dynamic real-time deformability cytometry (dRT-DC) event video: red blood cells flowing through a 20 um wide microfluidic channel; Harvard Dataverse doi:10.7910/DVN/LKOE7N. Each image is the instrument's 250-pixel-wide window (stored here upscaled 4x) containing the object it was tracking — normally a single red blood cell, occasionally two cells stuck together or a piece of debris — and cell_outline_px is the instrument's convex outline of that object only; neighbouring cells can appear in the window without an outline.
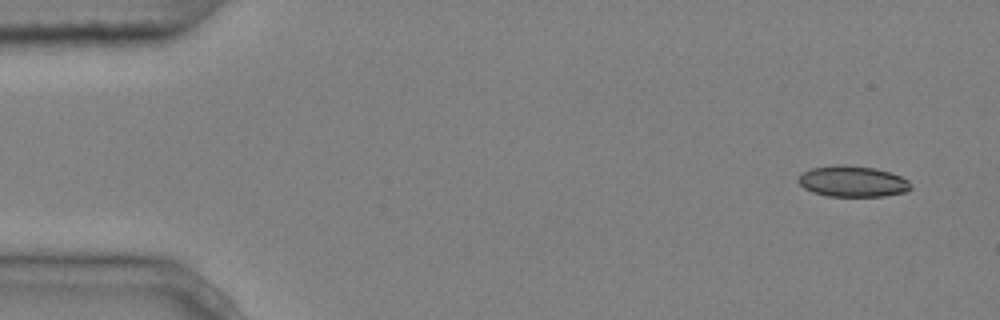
{"species": "common noctule bat (a hibernating species)", "species_latin": "Nyctalus noctula", "temperature_condition": "cold", "stored_images_in_passage": 4, "camera_frame_rate_fps": 3000, "um_per_image_px": 0.085, "animal": {"sex": "male", "body_mass_g": 20.4}, "frame": {"image": 1, "passage_image": 1, "time_ms": 0.0, "image_size_px": [1000, 320], "cell_outline_px": [[912, 188], [908, 192], [884, 196], [828, 196], [812, 192], [804, 188], [796, 180], [796, 176], [812, 168], [832, 164], [844, 164], [876, 168], [900, 176], [908, 180], [912, 184]], "centroid_in_image_um": [72.46, 15.41], "position_along_channel_um": 12.5, "area_um2": 20.63}}
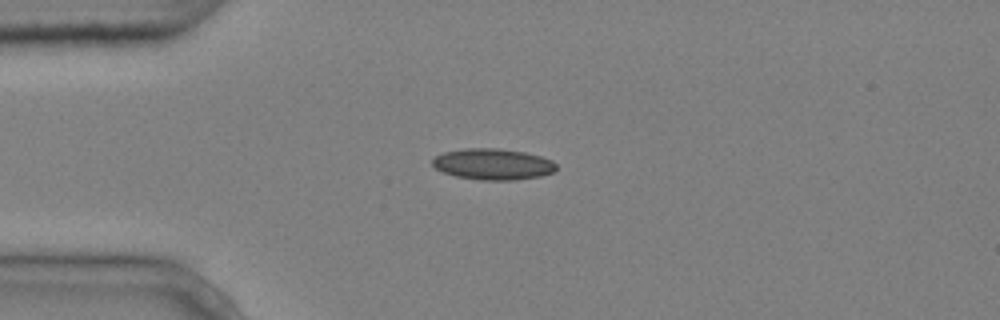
{"frame": {"image": 2, "passage_image": 4, "time_ms": 1.0, "image_size_px": [1000, 320], "cell_outline_px": [[556, 168], [552, 172], [540, 176], [516, 180], [480, 180], [456, 176], [444, 172], [436, 168], [432, 164], [432, 160], [436, 156], [444, 152], [464, 148], [496, 148], [524, 152], [540, 156], [552, 160], [556, 164]], "centroid_in_image_um": [41.9, 13.95], "position_along_channel_um": 43.1, "area_um2": 22.37}}